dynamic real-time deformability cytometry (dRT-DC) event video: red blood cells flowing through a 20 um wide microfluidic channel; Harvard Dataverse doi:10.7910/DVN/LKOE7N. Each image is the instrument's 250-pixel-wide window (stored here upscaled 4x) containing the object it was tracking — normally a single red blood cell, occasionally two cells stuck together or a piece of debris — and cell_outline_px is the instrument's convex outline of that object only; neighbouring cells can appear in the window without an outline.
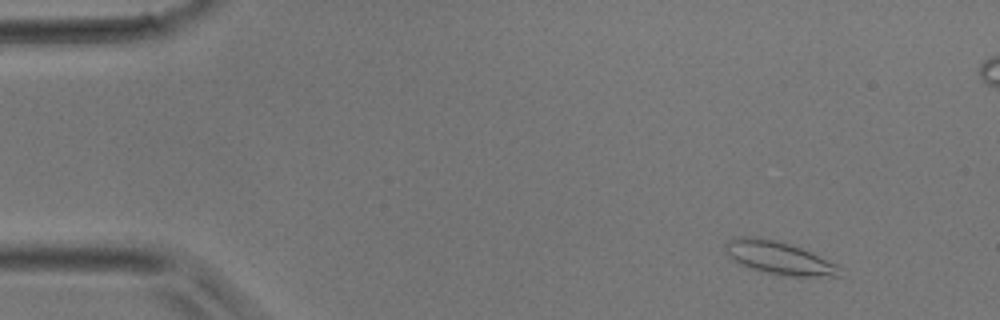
{"species": "common noctule bat (a hibernating species)", "species_latin": "Nyctalus noctula", "temperature_condition": "room temperature", "stored_images_in_passage": 5, "camera_frame_rate_fps": 3000, "um_per_image_px": 0.085, "animal": {"sex": "male", "body_mass_g": 17.9}, "frame": {"image": 1, "passage_image": 2, "time_ms": 1.333, "image_size_px": [1000, 320], "cell_outline_px": [[840, 276], [784, 276], [752, 268], [740, 264], [732, 260], [728, 256], [724, 248], [724, 244], [728, 240], [736, 236], [744, 236], [776, 240], [800, 248], [836, 264], [840, 268]], "centroid_in_image_um": [66.14, 21.91], "position_along_channel_um": 18.9, "area_um2": 21.5}}